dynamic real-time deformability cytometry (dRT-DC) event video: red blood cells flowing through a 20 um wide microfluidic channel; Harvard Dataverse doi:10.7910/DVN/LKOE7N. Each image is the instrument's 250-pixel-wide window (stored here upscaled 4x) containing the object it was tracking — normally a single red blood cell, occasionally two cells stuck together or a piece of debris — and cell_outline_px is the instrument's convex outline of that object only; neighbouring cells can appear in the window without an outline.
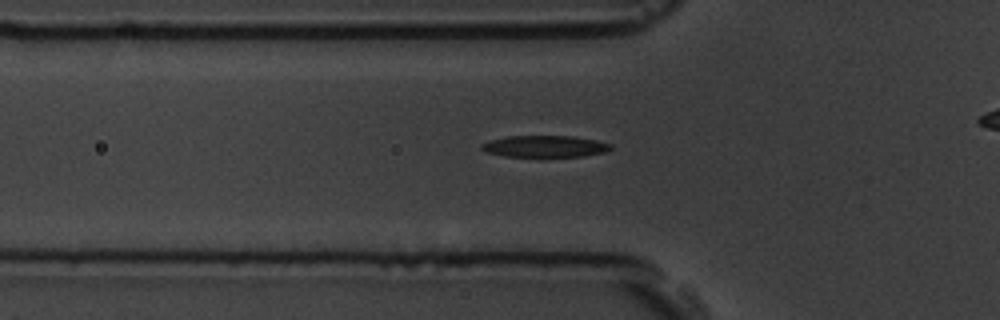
{"species": "common noctule bat (a hibernating species)", "species_latin": "Nyctalus noctula", "temperature_condition": "room temperature", "stored_images_in_passage": 40, "camera_frame_rate_fps": 3000, "um_per_image_px": 0.085, "animal": {"sex": "male", "body_mass_g": 19.5, "forearm_length_mm": 54.6}, "frame": {"image": 1, "passage_image": 10, "time_ms": 3.0, "image_size_px": [1000, 320], "cell_outline_px": [[612, 148], [604, 152], [584, 156], [540, 160], [504, 156], [488, 152], [480, 148], [480, 144], [492, 140], [508, 136], [572, 136], [596, 140], [612, 144]], "centroid_in_image_um": [46.32, 12.49], "position_along_channel_um": 79.5, "area_um2": 17.22}}
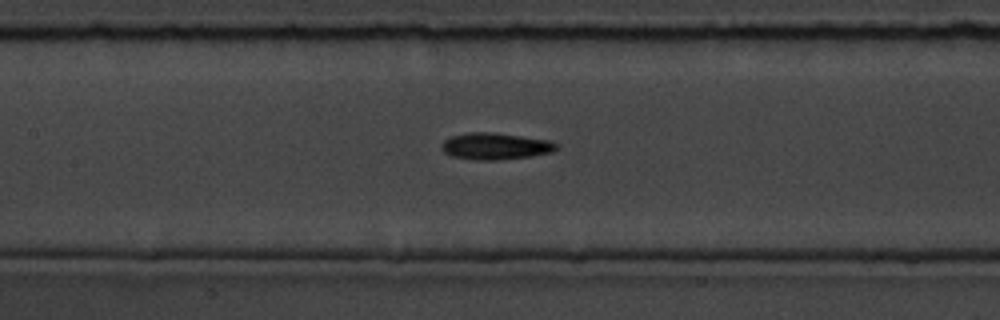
{"frame": {"image": 2, "passage_image": 17, "time_ms": 5.333, "image_size_px": [1000, 320], "cell_outline_px": [[560, 148], [552, 152], [532, 156], [496, 160], [476, 160], [452, 156], [444, 152], [440, 148], [440, 144], [444, 140], [452, 136], [468, 132], [492, 132], [552, 140], [560, 144]], "centroid_in_image_um": [42.15, 12.42], "position_along_channel_um": 165.2, "area_um2": 18.15}}
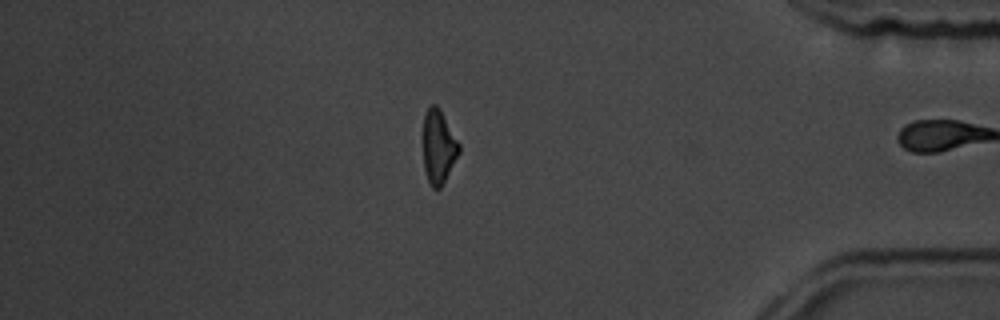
{"frame": {"image": 3, "passage_image": 39, "time_ms": 12.667, "image_size_px": [1000, 320], "cell_outline_px": [[460, 152], [440, 188], [432, 188], [428, 180], [424, 168], [424, 116], [428, 108], [432, 104], [436, 104], [440, 108], [460, 144]], "centroid_in_image_um": [37.29, 12.45], "position_along_channel_um": 397.9, "area_um2": 15.2}, "authors_computed_cell_mechanics": {"area_um2": 16.9065, "velocity_mm_per_s": 3.6428, "shape_relaxation_time_tau1_ms": 4.2013, "shape_relaxation_time_tau2_ms": 9.3307, "deformation_change_tau1": 0.1465, "deformation_change_tau2": 0.195}}